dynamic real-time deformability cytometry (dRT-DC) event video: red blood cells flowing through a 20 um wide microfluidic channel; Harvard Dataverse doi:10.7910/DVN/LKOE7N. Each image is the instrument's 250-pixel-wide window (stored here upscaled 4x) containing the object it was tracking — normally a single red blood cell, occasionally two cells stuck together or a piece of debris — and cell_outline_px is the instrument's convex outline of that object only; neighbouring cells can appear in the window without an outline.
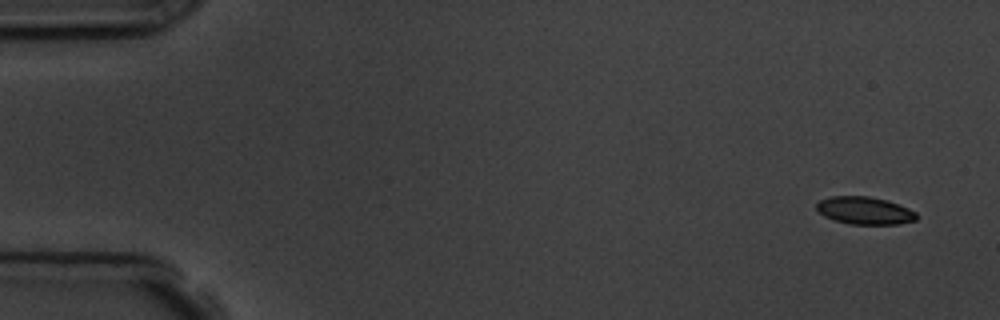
{"species": "common noctule bat (a hibernating species)", "species_latin": "Nyctalus noctula", "temperature_condition": "room temperature", "stored_images_in_passage": 5, "segment_of_instrument_passage": [1, 2], "camera_frame_rate_fps": 3000, "um_per_image_px": 0.085, "animal": {"sex": "male", "body_mass_g": 19.5, "forearm_length_mm": 54.6}, "frame": {"image": 1, "passage_image": 1, "time_ms": 0.0, "image_size_px": [1000, 320], "cell_outline_px": [[916, 220], [900, 224], [848, 224], [824, 216], [816, 208], [816, 204], [820, 200], [832, 196], [868, 196], [888, 200], [908, 208], [916, 212]], "centroid_in_image_um": [73.51, 17.89], "position_along_channel_um": 11.5, "area_um2": 16.01}}